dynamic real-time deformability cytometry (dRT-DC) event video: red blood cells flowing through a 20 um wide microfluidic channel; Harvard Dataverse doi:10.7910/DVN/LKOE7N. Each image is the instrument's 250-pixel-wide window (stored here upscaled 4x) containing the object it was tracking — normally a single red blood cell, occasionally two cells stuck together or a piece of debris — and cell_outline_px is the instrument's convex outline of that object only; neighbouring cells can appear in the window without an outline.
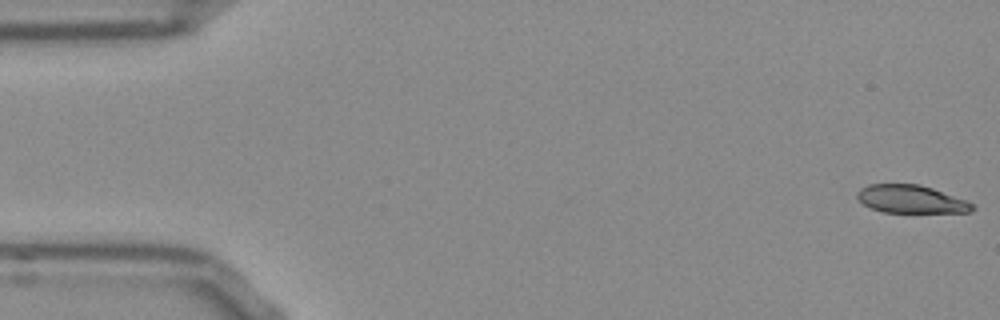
{"species": "Egyptian fruit bat (a non-hibernating species)", "species_latin": "Rousettus aegyptiacus", "temperature_condition": "room temperature", "stored_images_in_passage": 53, "camera_frame_rate_fps": 3000, "um_per_image_px": 0.085, "frame": {"image": 1, "passage_image": 1, "time_ms": 0.0, "image_size_px": [1000, 320], "cell_outline_px": [[976, 208], [972, 212], [884, 212], [872, 208], [864, 204], [856, 196], [856, 192], [860, 188], [868, 184], [920, 184], [968, 200]], "centroid_in_image_um": [77.46, 16.92], "position_along_channel_um": 7.5, "area_um2": 18.79}}
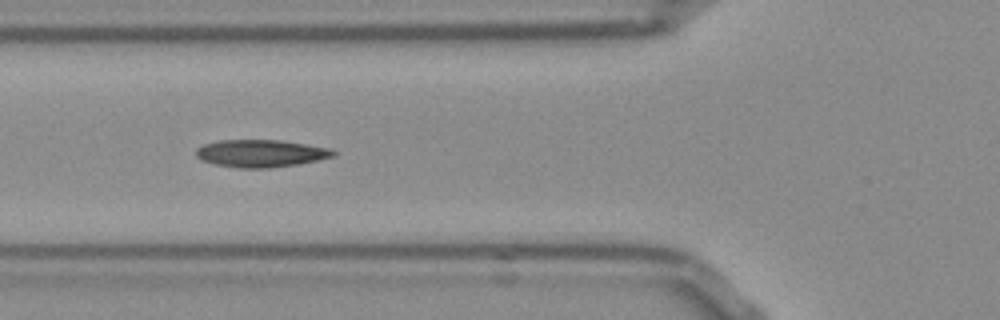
{"frame": {"image": 2, "passage_image": 19, "time_ms": 6.0, "image_size_px": [1000, 320], "cell_outline_px": [[336, 156], [300, 164], [268, 168], [240, 168], [212, 164], [200, 160], [196, 156], [196, 148], [204, 144], [220, 140], [280, 140], [328, 148], [336, 152]], "centroid_in_image_um": [22.14, 13.04], "position_along_channel_um": 103.7, "area_um2": 22.02}}
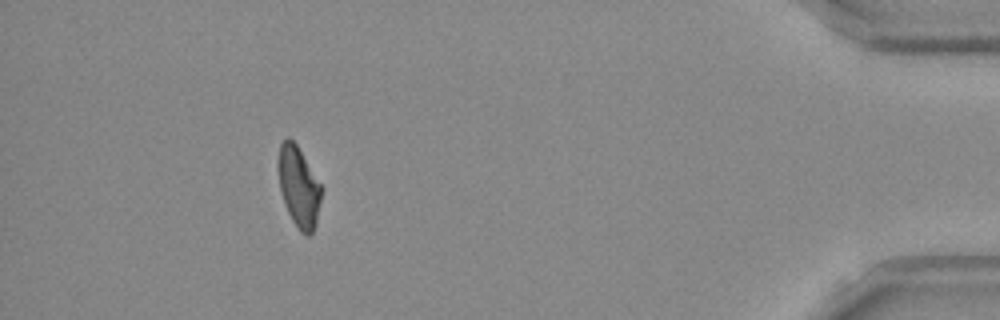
{"frame": {"image": 3, "passage_image": 48, "time_ms": 15.667, "image_size_px": [1000, 320], "cell_outline_px": [[320, 200], [316, 224], [312, 232], [308, 236], [300, 232], [292, 220], [288, 212], [280, 188], [276, 168], [276, 160], [280, 144], [288, 136], [296, 144], [320, 184]], "centroid_in_image_um": [25.34, 15.86], "position_along_channel_um": 409.9, "area_um2": 20.0}, "authors_computed_cell_mechanics": {"area_um2": 20.8658, "velocity_mm_per_s": 3.8059, "shape_relaxation_time_tau1_ms": 5.8196, "shape_relaxation_time_tau2_ms": 3.4816, "deformation_change_tau1": 0.1818, "deformation_change_tau2": 0.1145}}